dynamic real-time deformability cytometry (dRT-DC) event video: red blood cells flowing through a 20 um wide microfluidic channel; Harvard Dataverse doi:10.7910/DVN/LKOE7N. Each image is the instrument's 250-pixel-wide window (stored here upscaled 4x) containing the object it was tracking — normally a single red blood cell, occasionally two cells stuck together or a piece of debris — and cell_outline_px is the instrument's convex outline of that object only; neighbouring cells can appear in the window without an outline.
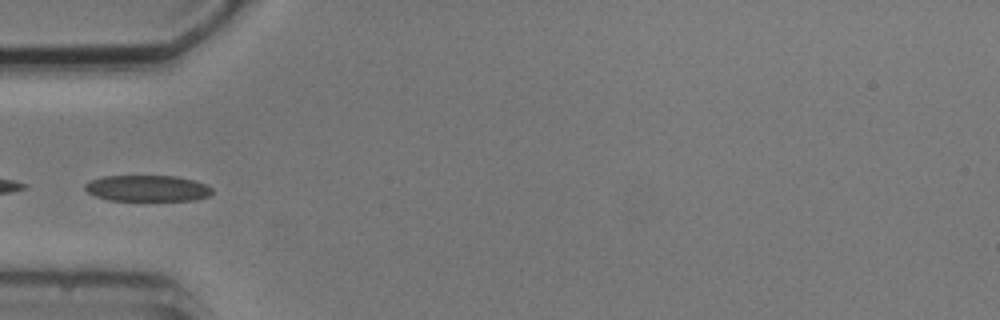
{"species": "common noctule bat (a hibernating species)", "species_latin": "Nyctalus noctula", "temperature_condition": "cold", "stored_images_in_passage": 9, "camera_frame_rate_fps": 3000, "um_per_image_px": 0.085, "animal": {"sex": "male", "body_mass_g": 20.5, "forearm_length_mm": 52.5}, "frame": {"image": 1, "passage_image": 6, "time_ms": 5.667, "image_size_px": [1000, 320], "cell_outline_px": [[212, 192], [208, 196], [196, 200], [108, 200], [96, 196], [88, 192], [84, 188], [84, 184], [92, 180], [104, 176], [176, 176], [196, 180], [208, 184], [212, 188]], "centroid_in_image_um": [12.57, 16.0], "position_along_channel_um": 72.4, "area_um2": 19.42}}
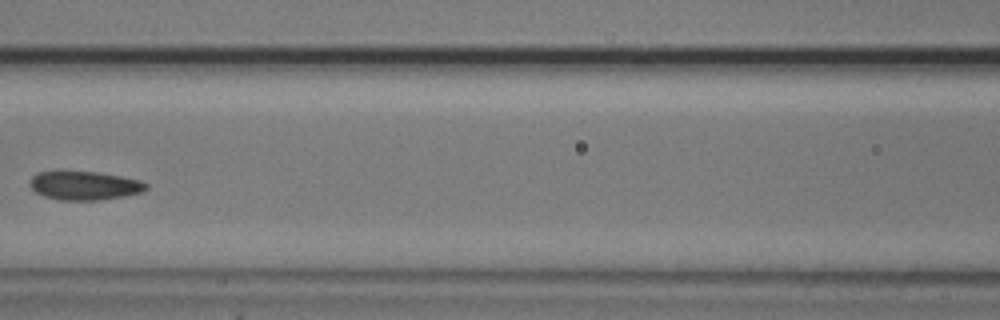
{"frame": {"image": 2, "passage_image": 8, "time_ms": 8.0, "image_size_px": [1000, 320], "cell_outline_px": [[148, 188], [140, 192], [120, 196], [96, 200], [60, 200], [44, 196], [36, 192], [28, 184], [28, 180], [36, 172], [96, 172], [120, 176], [140, 180], [148, 184]], "centroid_in_image_um": [7.13, 15.77], "position_along_channel_um": 159.5, "area_um2": 19.19}}